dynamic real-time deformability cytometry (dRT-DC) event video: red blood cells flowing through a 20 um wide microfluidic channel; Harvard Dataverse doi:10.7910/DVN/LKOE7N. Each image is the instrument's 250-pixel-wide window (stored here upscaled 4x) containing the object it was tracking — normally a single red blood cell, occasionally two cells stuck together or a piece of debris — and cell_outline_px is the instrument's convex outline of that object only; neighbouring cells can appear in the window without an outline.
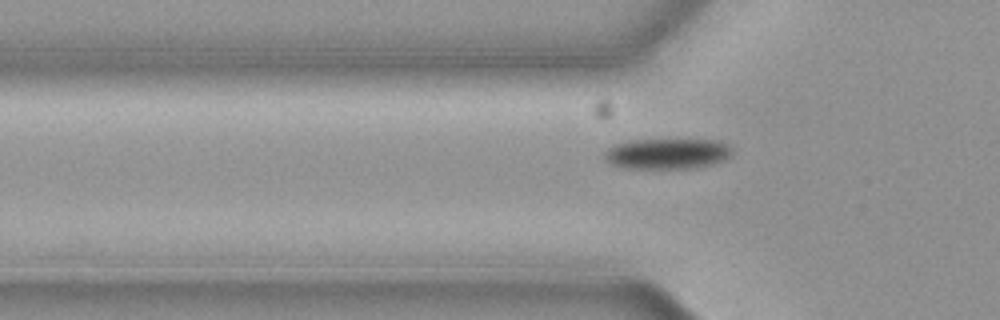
{"species": "common noctule bat (a hibernating species)", "species_latin": "Nyctalus noctula", "temperature_condition": "cold", "stored_images_in_passage": 38, "camera_frame_rate_fps": 3000, "um_per_image_px": 0.085, "animal": {"sex": "female", "body_mass_g": 19.3, "forearm_length_mm": 54.1}, "frame": {"image": 1, "passage_image": 7, "time_ms": 2.0, "image_size_px": [1000, 320], "cell_outline_px": [[732, 156], [724, 160], [712, 164], [696, 168], [624, 168], [608, 164], [604, 160], [604, 152], [608, 148], [616, 144], [632, 140], [720, 140], [728, 144], [732, 148]], "centroid_in_image_um": [56.72, 13.07], "position_along_channel_um": 69.1, "area_um2": 23.0}}
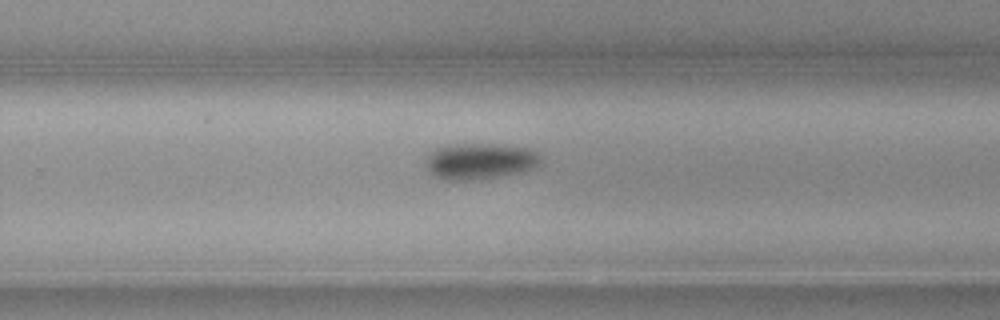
{"frame": {"image": 2, "passage_image": 25, "time_ms": 8.0, "image_size_px": [1000, 320], "cell_outline_px": [[540, 164], [524, 172], [476, 180], [440, 180], [432, 176], [428, 172], [424, 164], [424, 160], [436, 148], [456, 144], [504, 144], [528, 148], [536, 152], [540, 160]], "centroid_in_image_um": [40.74, 13.72], "position_along_channel_um": 289.1, "area_um2": 24.57}}
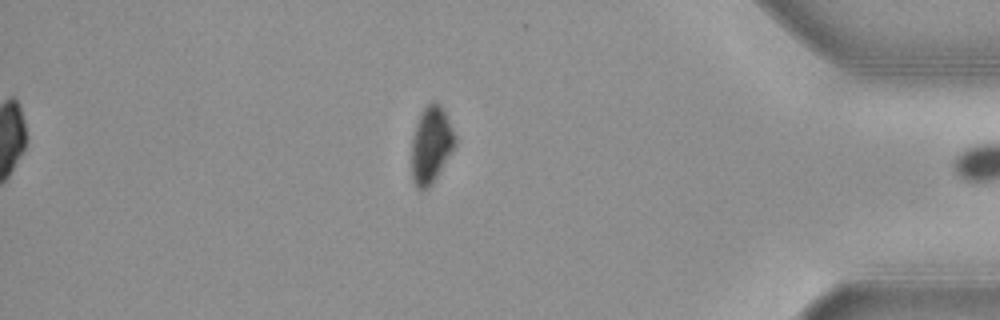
{"frame": {"image": 3, "passage_image": 37, "time_ms": 12.0, "image_size_px": [1000, 320], "cell_outline_px": [[456, 144], [432, 184], [428, 188], [416, 188], [412, 180], [412, 136], [420, 112], [432, 100], [440, 104], [456, 136]], "centroid_in_image_um": [36.63, 12.3], "position_along_channel_um": 398.6, "area_um2": 19.31}}